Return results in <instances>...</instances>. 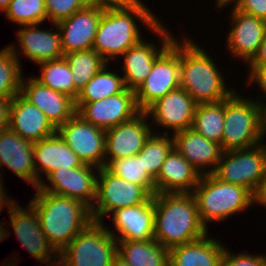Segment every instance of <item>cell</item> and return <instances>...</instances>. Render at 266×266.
Returning <instances> with one entry per match:
<instances>
[{
  "mask_svg": "<svg viewBox=\"0 0 266 266\" xmlns=\"http://www.w3.org/2000/svg\"><path fill=\"white\" fill-rule=\"evenodd\" d=\"M138 22L151 32L161 20L141 0L129 8L104 10L92 49L107 63L118 60L130 47L145 38L139 31L141 24L138 25Z\"/></svg>",
  "mask_w": 266,
  "mask_h": 266,
  "instance_id": "obj_1",
  "label": "cell"
},
{
  "mask_svg": "<svg viewBox=\"0 0 266 266\" xmlns=\"http://www.w3.org/2000/svg\"><path fill=\"white\" fill-rule=\"evenodd\" d=\"M154 209V239L163 247L190 243L210 232L200 221L193 193H156Z\"/></svg>",
  "mask_w": 266,
  "mask_h": 266,
  "instance_id": "obj_2",
  "label": "cell"
},
{
  "mask_svg": "<svg viewBox=\"0 0 266 266\" xmlns=\"http://www.w3.org/2000/svg\"><path fill=\"white\" fill-rule=\"evenodd\" d=\"M180 38V88L197 104L215 103L228 98L232 89L224 79L222 69L207 50L196 44L191 35ZM190 36V38H188ZM184 37V39H183Z\"/></svg>",
  "mask_w": 266,
  "mask_h": 266,
  "instance_id": "obj_3",
  "label": "cell"
},
{
  "mask_svg": "<svg viewBox=\"0 0 266 266\" xmlns=\"http://www.w3.org/2000/svg\"><path fill=\"white\" fill-rule=\"evenodd\" d=\"M28 203L37 211L40 227L58 253L93 221L91 208L77 199L35 191Z\"/></svg>",
  "mask_w": 266,
  "mask_h": 266,
  "instance_id": "obj_4",
  "label": "cell"
},
{
  "mask_svg": "<svg viewBox=\"0 0 266 266\" xmlns=\"http://www.w3.org/2000/svg\"><path fill=\"white\" fill-rule=\"evenodd\" d=\"M193 195L200 221L207 229L210 223L224 222L254 205V195L247 188L218 180L213 174L201 176Z\"/></svg>",
  "mask_w": 266,
  "mask_h": 266,
  "instance_id": "obj_5",
  "label": "cell"
},
{
  "mask_svg": "<svg viewBox=\"0 0 266 266\" xmlns=\"http://www.w3.org/2000/svg\"><path fill=\"white\" fill-rule=\"evenodd\" d=\"M236 90L224 99L222 150L248 149L264 142V111Z\"/></svg>",
  "mask_w": 266,
  "mask_h": 266,
  "instance_id": "obj_6",
  "label": "cell"
},
{
  "mask_svg": "<svg viewBox=\"0 0 266 266\" xmlns=\"http://www.w3.org/2000/svg\"><path fill=\"white\" fill-rule=\"evenodd\" d=\"M106 222L92 221L60 253L58 266H111L118 252L117 240Z\"/></svg>",
  "mask_w": 266,
  "mask_h": 266,
  "instance_id": "obj_7",
  "label": "cell"
},
{
  "mask_svg": "<svg viewBox=\"0 0 266 266\" xmlns=\"http://www.w3.org/2000/svg\"><path fill=\"white\" fill-rule=\"evenodd\" d=\"M212 174L218 180L244 186L254 195L266 177V143L223 151Z\"/></svg>",
  "mask_w": 266,
  "mask_h": 266,
  "instance_id": "obj_8",
  "label": "cell"
},
{
  "mask_svg": "<svg viewBox=\"0 0 266 266\" xmlns=\"http://www.w3.org/2000/svg\"><path fill=\"white\" fill-rule=\"evenodd\" d=\"M151 196L143 186L119 178L103 167L98 172L96 199L91 208L93 221L105 222L117 209L145 203Z\"/></svg>",
  "mask_w": 266,
  "mask_h": 266,
  "instance_id": "obj_9",
  "label": "cell"
},
{
  "mask_svg": "<svg viewBox=\"0 0 266 266\" xmlns=\"http://www.w3.org/2000/svg\"><path fill=\"white\" fill-rule=\"evenodd\" d=\"M180 88V38L154 61L151 72L135 91L136 103L145 111L157 99Z\"/></svg>",
  "mask_w": 266,
  "mask_h": 266,
  "instance_id": "obj_10",
  "label": "cell"
},
{
  "mask_svg": "<svg viewBox=\"0 0 266 266\" xmlns=\"http://www.w3.org/2000/svg\"><path fill=\"white\" fill-rule=\"evenodd\" d=\"M163 24L166 23H162L161 21L151 31V34L157 35V38L159 36L158 39H160L159 43L161 45L153 41L151 43L150 40L144 38L121 55L119 60L123 59V63L121 62L120 69H122L121 74L127 89L133 91L138 89L151 72L154 61L172 44V41L178 37H174V33ZM158 45L160 47H158Z\"/></svg>",
  "mask_w": 266,
  "mask_h": 266,
  "instance_id": "obj_11",
  "label": "cell"
},
{
  "mask_svg": "<svg viewBox=\"0 0 266 266\" xmlns=\"http://www.w3.org/2000/svg\"><path fill=\"white\" fill-rule=\"evenodd\" d=\"M231 5L229 17L231 27L226 33V47L230 57L244 62L246 66L256 55L266 34V20L237 10L232 4L225 3L216 7V12ZM219 10V11H218ZM239 58V59H238Z\"/></svg>",
  "mask_w": 266,
  "mask_h": 266,
  "instance_id": "obj_12",
  "label": "cell"
},
{
  "mask_svg": "<svg viewBox=\"0 0 266 266\" xmlns=\"http://www.w3.org/2000/svg\"><path fill=\"white\" fill-rule=\"evenodd\" d=\"M9 225L24 249L45 266H58L59 253L43 233L37 211L28 203L25 208L18 202L8 212Z\"/></svg>",
  "mask_w": 266,
  "mask_h": 266,
  "instance_id": "obj_13",
  "label": "cell"
},
{
  "mask_svg": "<svg viewBox=\"0 0 266 266\" xmlns=\"http://www.w3.org/2000/svg\"><path fill=\"white\" fill-rule=\"evenodd\" d=\"M83 164L98 169L105 167V130L75 114L56 130Z\"/></svg>",
  "mask_w": 266,
  "mask_h": 266,
  "instance_id": "obj_14",
  "label": "cell"
},
{
  "mask_svg": "<svg viewBox=\"0 0 266 266\" xmlns=\"http://www.w3.org/2000/svg\"><path fill=\"white\" fill-rule=\"evenodd\" d=\"M196 106L194 99L184 89L178 88L157 99L145 112L151 125L164 129L163 132L155 129L153 133L173 135L192 128Z\"/></svg>",
  "mask_w": 266,
  "mask_h": 266,
  "instance_id": "obj_15",
  "label": "cell"
},
{
  "mask_svg": "<svg viewBox=\"0 0 266 266\" xmlns=\"http://www.w3.org/2000/svg\"><path fill=\"white\" fill-rule=\"evenodd\" d=\"M98 172V168L86 164L78 168H59L50 172L34 190L77 199L92 208L96 199Z\"/></svg>",
  "mask_w": 266,
  "mask_h": 266,
  "instance_id": "obj_16",
  "label": "cell"
},
{
  "mask_svg": "<svg viewBox=\"0 0 266 266\" xmlns=\"http://www.w3.org/2000/svg\"><path fill=\"white\" fill-rule=\"evenodd\" d=\"M77 114L85 121L103 130L129 121L141 110L136 103L135 91L125 89L104 99L89 103H75Z\"/></svg>",
  "mask_w": 266,
  "mask_h": 266,
  "instance_id": "obj_17",
  "label": "cell"
},
{
  "mask_svg": "<svg viewBox=\"0 0 266 266\" xmlns=\"http://www.w3.org/2000/svg\"><path fill=\"white\" fill-rule=\"evenodd\" d=\"M50 24L51 27H54L49 30L41 29V24L19 26L20 28L15 34L19 44L14 42L8 46L15 54L21 67H23L20 58L22 55L28 62L30 60L35 64L63 57L60 31L55 23ZM17 44L19 48L16 46Z\"/></svg>",
  "mask_w": 266,
  "mask_h": 266,
  "instance_id": "obj_18",
  "label": "cell"
},
{
  "mask_svg": "<svg viewBox=\"0 0 266 266\" xmlns=\"http://www.w3.org/2000/svg\"><path fill=\"white\" fill-rule=\"evenodd\" d=\"M148 120L146 112L141 111L133 119L105 131V167L113 160L135 156L143 149L154 130Z\"/></svg>",
  "mask_w": 266,
  "mask_h": 266,
  "instance_id": "obj_19",
  "label": "cell"
},
{
  "mask_svg": "<svg viewBox=\"0 0 266 266\" xmlns=\"http://www.w3.org/2000/svg\"><path fill=\"white\" fill-rule=\"evenodd\" d=\"M109 218L115 230L109 226L107 229L117 242L153 240L155 230L154 195L145 203L117 209Z\"/></svg>",
  "mask_w": 266,
  "mask_h": 266,
  "instance_id": "obj_20",
  "label": "cell"
},
{
  "mask_svg": "<svg viewBox=\"0 0 266 266\" xmlns=\"http://www.w3.org/2000/svg\"><path fill=\"white\" fill-rule=\"evenodd\" d=\"M25 78L23 76L21 80L20 94L38 107L56 129L77 113L75 99L46 87L33 75Z\"/></svg>",
  "mask_w": 266,
  "mask_h": 266,
  "instance_id": "obj_21",
  "label": "cell"
},
{
  "mask_svg": "<svg viewBox=\"0 0 266 266\" xmlns=\"http://www.w3.org/2000/svg\"><path fill=\"white\" fill-rule=\"evenodd\" d=\"M33 157V142L23 139L9 127L0 130V171L5 166L36 189L38 179ZM3 173H0V179L4 181Z\"/></svg>",
  "mask_w": 266,
  "mask_h": 266,
  "instance_id": "obj_22",
  "label": "cell"
},
{
  "mask_svg": "<svg viewBox=\"0 0 266 266\" xmlns=\"http://www.w3.org/2000/svg\"><path fill=\"white\" fill-rule=\"evenodd\" d=\"M103 11L87 5L56 23L61 35L63 54L92 49Z\"/></svg>",
  "mask_w": 266,
  "mask_h": 266,
  "instance_id": "obj_23",
  "label": "cell"
},
{
  "mask_svg": "<svg viewBox=\"0 0 266 266\" xmlns=\"http://www.w3.org/2000/svg\"><path fill=\"white\" fill-rule=\"evenodd\" d=\"M172 136L174 148L201 175L212 174L215 171L223 153L220 144L210 141L192 128L177 132Z\"/></svg>",
  "mask_w": 266,
  "mask_h": 266,
  "instance_id": "obj_24",
  "label": "cell"
},
{
  "mask_svg": "<svg viewBox=\"0 0 266 266\" xmlns=\"http://www.w3.org/2000/svg\"><path fill=\"white\" fill-rule=\"evenodd\" d=\"M8 127L33 143L54 135L57 130L46 115L20 93L11 100Z\"/></svg>",
  "mask_w": 266,
  "mask_h": 266,
  "instance_id": "obj_25",
  "label": "cell"
},
{
  "mask_svg": "<svg viewBox=\"0 0 266 266\" xmlns=\"http://www.w3.org/2000/svg\"><path fill=\"white\" fill-rule=\"evenodd\" d=\"M33 158L38 186L53 170L78 168L84 164L56 132L33 143Z\"/></svg>",
  "mask_w": 266,
  "mask_h": 266,
  "instance_id": "obj_26",
  "label": "cell"
},
{
  "mask_svg": "<svg viewBox=\"0 0 266 266\" xmlns=\"http://www.w3.org/2000/svg\"><path fill=\"white\" fill-rule=\"evenodd\" d=\"M201 176L200 172L173 148L155 178L156 193H193Z\"/></svg>",
  "mask_w": 266,
  "mask_h": 266,
  "instance_id": "obj_27",
  "label": "cell"
},
{
  "mask_svg": "<svg viewBox=\"0 0 266 266\" xmlns=\"http://www.w3.org/2000/svg\"><path fill=\"white\" fill-rule=\"evenodd\" d=\"M209 235L170 248L168 266H220L226 246Z\"/></svg>",
  "mask_w": 266,
  "mask_h": 266,
  "instance_id": "obj_28",
  "label": "cell"
},
{
  "mask_svg": "<svg viewBox=\"0 0 266 266\" xmlns=\"http://www.w3.org/2000/svg\"><path fill=\"white\" fill-rule=\"evenodd\" d=\"M117 255L131 266H168L169 249L155 239L118 241Z\"/></svg>",
  "mask_w": 266,
  "mask_h": 266,
  "instance_id": "obj_29",
  "label": "cell"
},
{
  "mask_svg": "<svg viewBox=\"0 0 266 266\" xmlns=\"http://www.w3.org/2000/svg\"><path fill=\"white\" fill-rule=\"evenodd\" d=\"M106 63L103 68L79 91L75 103L95 102L123 92L126 87L118 71H110ZM116 72V73H115Z\"/></svg>",
  "mask_w": 266,
  "mask_h": 266,
  "instance_id": "obj_30",
  "label": "cell"
},
{
  "mask_svg": "<svg viewBox=\"0 0 266 266\" xmlns=\"http://www.w3.org/2000/svg\"><path fill=\"white\" fill-rule=\"evenodd\" d=\"M224 100L215 103L197 104L192 129L216 142L222 148V136L224 129Z\"/></svg>",
  "mask_w": 266,
  "mask_h": 266,
  "instance_id": "obj_31",
  "label": "cell"
},
{
  "mask_svg": "<svg viewBox=\"0 0 266 266\" xmlns=\"http://www.w3.org/2000/svg\"><path fill=\"white\" fill-rule=\"evenodd\" d=\"M72 70L74 84V99L77 98L79 91L98 73L107 63L95 50L71 52L64 54Z\"/></svg>",
  "mask_w": 266,
  "mask_h": 266,
  "instance_id": "obj_32",
  "label": "cell"
},
{
  "mask_svg": "<svg viewBox=\"0 0 266 266\" xmlns=\"http://www.w3.org/2000/svg\"><path fill=\"white\" fill-rule=\"evenodd\" d=\"M40 75L33 76L46 87L65 93L74 99L72 70L64 57L41 62Z\"/></svg>",
  "mask_w": 266,
  "mask_h": 266,
  "instance_id": "obj_33",
  "label": "cell"
},
{
  "mask_svg": "<svg viewBox=\"0 0 266 266\" xmlns=\"http://www.w3.org/2000/svg\"><path fill=\"white\" fill-rule=\"evenodd\" d=\"M174 148L173 136L152 133L143 149L137 154L142 158L144 169L155 180L169 152Z\"/></svg>",
  "mask_w": 266,
  "mask_h": 266,
  "instance_id": "obj_34",
  "label": "cell"
},
{
  "mask_svg": "<svg viewBox=\"0 0 266 266\" xmlns=\"http://www.w3.org/2000/svg\"><path fill=\"white\" fill-rule=\"evenodd\" d=\"M106 168L119 178L143 186L151 195L156 194L155 180L144 169L138 155L113 160Z\"/></svg>",
  "mask_w": 266,
  "mask_h": 266,
  "instance_id": "obj_35",
  "label": "cell"
},
{
  "mask_svg": "<svg viewBox=\"0 0 266 266\" xmlns=\"http://www.w3.org/2000/svg\"><path fill=\"white\" fill-rule=\"evenodd\" d=\"M19 61L7 45L0 50V98H13L20 93L24 75ZM23 73V74H22Z\"/></svg>",
  "mask_w": 266,
  "mask_h": 266,
  "instance_id": "obj_36",
  "label": "cell"
},
{
  "mask_svg": "<svg viewBox=\"0 0 266 266\" xmlns=\"http://www.w3.org/2000/svg\"><path fill=\"white\" fill-rule=\"evenodd\" d=\"M3 14L7 20L19 26L47 22L45 0H12Z\"/></svg>",
  "mask_w": 266,
  "mask_h": 266,
  "instance_id": "obj_37",
  "label": "cell"
},
{
  "mask_svg": "<svg viewBox=\"0 0 266 266\" xmlns=\"http://www.w3.org/2000/svg\"><path fill=\"white\" fill-rule=\"evenodd\" d=\"M87 5V0H45L47 21L56 24Z\"/></svg>",
  "mask_w": 266,
  "mask_h": 266,
  "instance_id": "obj_38",
  "label": "cell"
},
{
  "mask_svg": "<svg viewBox=\"0 0 266 266\" xmlns=\"http://www.w3.org/2000/svg\"><path fill=\"white\" fill-rule=\"evenodd\" d=\"M220 266H266V254H255L248 251L233 253L226 247Z\"/></svg>",
  "mask_w": 266,
  "mask_h": 266,
  "instance_id": "obj_39",
  "label": "cell"
},
{
  "mask_svg": "<svg viewBox=\"0 0 266 266\" xmlns=\"http://www.w3.org/2000/svg\"><path fill=\"white\" fill-rule=\"evenodd\" d=\"M246 73L248 75L246 78L247 81H245L247 82L246 86L248 85L249 87L256 84L258 85L256 87H258L257 89H259L261 95L260 98H258L259 96H257V98L254 100L262 107L263 111H266V66L248 67Z\"/></svg>",
  "mask_w": 266,
  "mask_h": 266,
  "instance_id": "obj_40",
  "label": "cell"
},
{
  "mask_svg": "<svg viewBox=\"0 0 266 266\" xmlns=\"http://www.w3.org/2000/svg\"><path fill=\"white\" fill-rule=\"evenodd\" d=\"M237 10L266 20V0H232Z\"/></svg>",
  "mask_w": 266,
  "mask_h": 266,
  "instance_id": "obj_41",
  "label": "cell"
},
{
  "mask_svg": "<svg viewBox=\"0 0 266 266\" xmlns=\"http://www.w3.org/2000/svg\"><path fill=\"white\" fill-rule=\"evenodd\" d=\"M140 0H87L88 5L95 6L98 9H125L134 6Z\"/></svg>",
  "mask_w": 266,
  "mask_h": 266,
  "instance_id": "obj_42",
  "label": "cell"
},
{
  "mask_svg": "<svg viewBox=\"0 0 266 266\" xmlns=\"http://www.w3.org/2000/svg\"><path fill=\"white\" fill-rule=\"evenodd\" d=\"M263 66H266V34L257 50L256 55L246 65V68L247 67H263Z\"/></svg>",
  "mask_w": 266,
  "mask_h": 266,
  "instance_id": "obj_43",
  "label": "cell"
},
{
  "mask_svg": "<svg viewBox=\"0 0 266 266\" xmlns=\"http://www.w3.org/2000/svg\"><path fill=\"white\" fill-rule=\"evenodd\" d=\"M11 98H0V130L8 128Z\"/></svg>",
  "mask_w": 266,
  "mask_h": 266,
  "instance_id": "obj_44",
  "label": "cell"
},
{
  "mask_svg": "<svg viewBox=\"0 0 266 266\" xmlns=\"http://www.w3.org/2000/svg\"><path fill=\"white\" fill-rule=\"evenodd\" d=\"M5 189L6 188L4 187V181L0 179V212H2L5 207L9 212L10 209L17 203L13 196L10 197V194Z\"/></svg>",
  "mask_w": 266,
  "mask_h": 266,
  "instance_id": "obj_45",
  "label": "cell"
},
{
  "mask_svg": "<svg viewBox=\"0 0 266 266\" xmlns=\"http://www.w3.org/2000/svg\"><path fill=\"white\" fill-rule=\"evenodd\" d=\"M255 204L259 206L261 205L264 208L266 207V177L254 194V205Z\"/></svg>",
  "mask_w": 266,
  "mask_h": 266,
  "instance_id": "obj_46",
  "label": "cell"
},
{
  "mask_svg": "<svg viewBox=\"0 0 266 266\" xmlns=\"http://www.w3.org/2000/svg\"><path fill=\"white\" fill-rule=\"evenodd\" d=\"M5 224H6L5 221L3 222V220L2 221L0 220V242L2 240H5L7 237H9L10 232H11L10 229L6 228Z\"/></svg>",
  "mask_w": 266,
  "mask_h": 266,
  "instance_id": "obj_47",
  "label": "cell"
},
{
  "mask_svg": "<svg viewBox=\"0 0 266 266\" xmlns=\"http://www.w3.org/2000/svg\"><path fill=\"white\" fill-rule=\"evenodd\" d=\"M111 266H131L130 264L126 263L122 258L118 255L114 258Z\"/></svg>",
  "mask_w": 266,
  "mask_h": 266,
  "instance_id": "obj_48",
  "label": "cell"
},
{
  "mask_svg": "<svg viewBox=\"0 0 266 266\" xmlns=\"http://www.w3.org/2000/svg\"><path fill=\"white\" fill-rule=\"evenodd\" d=\"M12 0H0V11L2 13L5 12V10L9 7V4Z\"/></svg>",
  "mask_w": 266,
  "mask_h": 266,
  "instance_id": "obj_49",
  "label": "cell"
},
{
  "mask_svg": "<svg viewBox=\"0 0 266 266\" xmlns=\"http://www.w3.org/2000/svg\"><path fill=\"white\" fill-rule=\"evenodd\" d=\"M216 1V6L215 7H218L219 5H222V4H225V3H229L231 2L232 0H215Z\"/></svg>",
  "mask_w": 266,
  "mask_h": 266,
  "instance_id": "obj_50",
  "label": "cell"
},
{
  "mask_svg": "<svg viewBox=\"0 0 266 266\" xmlns=\"http://www.w3.org/2000/svg\"><path fill=\"white\" fill-rule=\"evenodd\" d=\"M264 137H266V111H264ZM264 142L266 143V139H264Z\"/></svg>",
  "mask_w": 266,
  "mask_h": 266,
  "instance_id": "obj_51",
  "label": "cell"
}]
</instances>
